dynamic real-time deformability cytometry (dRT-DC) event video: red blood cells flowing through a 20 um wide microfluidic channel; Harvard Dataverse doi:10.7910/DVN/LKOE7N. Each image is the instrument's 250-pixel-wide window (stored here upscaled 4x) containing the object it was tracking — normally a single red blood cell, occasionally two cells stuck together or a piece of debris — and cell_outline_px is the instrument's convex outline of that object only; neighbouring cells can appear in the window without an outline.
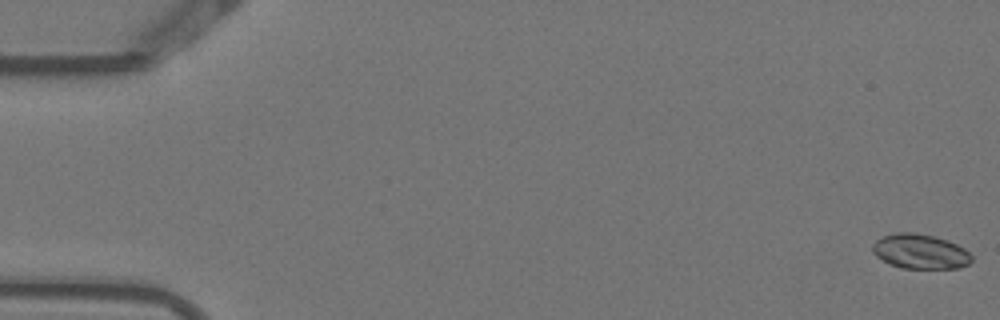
{"species": "Egyptian fruit bat (a non-hibernating species)", "species_latin": "Rousettus aegyptiacus", "temperature_condition": "warm", "stored_images_in_passage": 5, "camera_frame_rate_fps": 3000, "um_per_image_px": 0.085, "animal": {"sex": "female"}, "frame": {"image": 1, "passage_image": 1, "time_ms": 0.0, "image_size_px": [1000, 320], "cell_outline_px": [[972, 260], [968, 264], [960, 268], [900, 268], [888, 264], [876, 256], [872, 252], [872, 244], [880, 236], [896, 232], [912, 232], [936, 236], [948, 240], [964, 248], [972, 256]], "centroid_in_image_um": [78.18, 21.37], "position_along_channel_um": 6.8, "area_um2": 20.35}}